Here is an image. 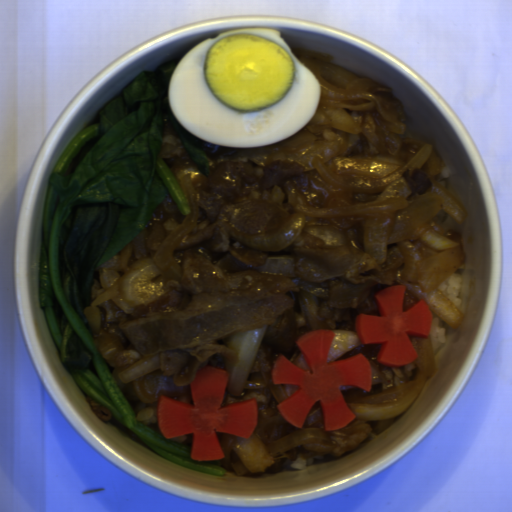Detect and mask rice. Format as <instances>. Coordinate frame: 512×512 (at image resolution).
Masks as SVG:
<instances>
[{
    "label": "rice",
    "mask_w": 512,
    "mask_h": 512,
    "mask_svg": "<svg viewBox=\"0 0 512 512\" xmlns=\"http://www.w3.org/2000/svg\"><path fill=\"white\" fill-rule=\"evenodd\" d=\"M134 412V415L138 422L142 425H159L156 403H136L129 404Z\"/></svg>",
    "instance_id": "obj_3"
},
{
    "label": "rice",
    "mask_w": 512,
    "mask_h": 512,
    "mask_svg": "<svg viewBox=\"0 0 512 512\" xmlns=\"http://www.w3.org/2000/svg\"><path fill=\"white\" fill-rule=\"evenodd\" d=\"M462 282L463 278L461 273L455 271L438 286H436L435 289L459 308L461 302L459 294Z\"/></svg>",
    "instance_id": "obj_1"
},
{
    "label": "rice",
    "mask_w": 512,
    "mask_h": 512,
    "mask_svg": "<svg viewBox=\"0 0 512 512\" xmlns=\"http://www.w3.org/2000/svg\"><path fill=\"white\" fill-rule=\"evenodd\" d=\"M429 338L432 345L433 353H437L439 349L445 345L448 339V323L432 315Z\"/></svg>",
    "instance_id": "obj_2"
},
{
    "label": "rice",
    "mask_w": 512,
    "mask_h": 512,
    "mask_svg": "<svg viewBox=\"0 0 512 512\" xmlns=\"http://www.w3.org/2000/svg\"><path fill=\"white\" fill-rule=\"evenodd\" d=\"M324 455V454H323ZM331 460V456H320V457H313L309 459H302V458H296L290 463H288L286 466H284V470H304L306 467L313 466L316 464L328 462Z\"/></svg>",
    "instance_id": "obj_4"
}]
</instances>
